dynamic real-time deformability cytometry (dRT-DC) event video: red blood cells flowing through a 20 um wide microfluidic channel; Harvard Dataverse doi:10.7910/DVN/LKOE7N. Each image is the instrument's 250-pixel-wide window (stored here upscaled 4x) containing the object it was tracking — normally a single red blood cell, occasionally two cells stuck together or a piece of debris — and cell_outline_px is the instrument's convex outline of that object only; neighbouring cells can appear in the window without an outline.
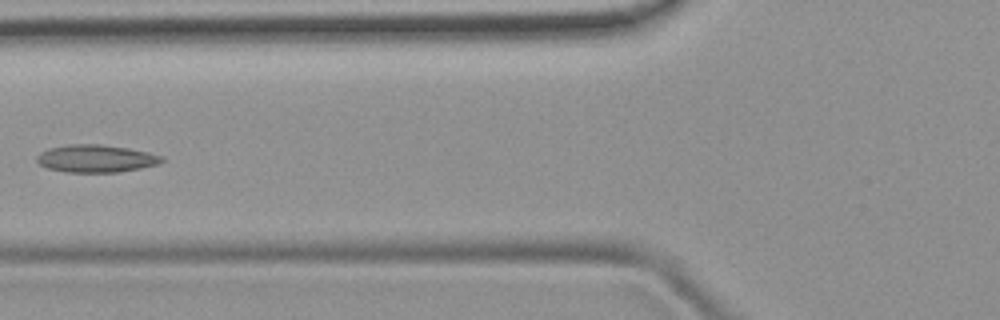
{"species": "common noctule bat (a hibernating species)", "species_latin": "Nyctalus noctula", "temperature_condition": "room temperature", "stored_images_in_passage": 5, "camera_frame_rate_fps": 3000, "um_per_image_px": 0.085, "animal": {"sex": "female", "body_mass_g": 19.9}, "frame": {"image": 1, "passage_image": 5, "time_ms": 4.333, "image_size_px": [1000, 320], "cell_outline_px": [[164, 160], [156, 164], [140, 168], [116, 172], [64, 172], [48, 168], [40, 164], [36, 160], [36, 156], [40, 152], [48, 148], [68, 144], [100, 144], [128, 148], [148, 152], [164, 156]], "centroid_in_image_um": [8.13, 13.47], "position_along_channel_um": 117.7, "area_um2": 20.06}}